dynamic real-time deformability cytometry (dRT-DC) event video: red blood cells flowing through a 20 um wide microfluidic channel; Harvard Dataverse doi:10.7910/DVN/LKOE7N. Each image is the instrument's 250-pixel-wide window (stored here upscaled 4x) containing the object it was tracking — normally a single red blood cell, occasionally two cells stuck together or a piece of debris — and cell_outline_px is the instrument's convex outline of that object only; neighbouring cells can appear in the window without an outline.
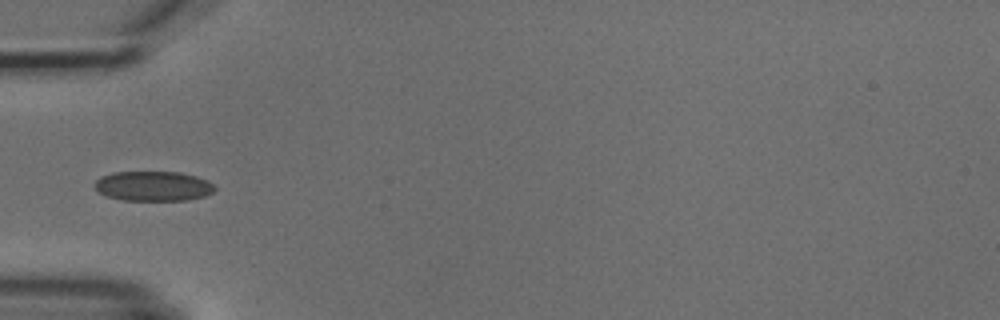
{"species": "common noctule bat (a hibernating species)", "species_latin": "Nyctalus noctula", "temperature_condition": "cold", "stored_images_in_passage": 5, "camera_frame_rate_fps": 3000, "um_per_image_px": 0.085, "animal": {"sex": "male", "body_mass_g": 18.8}, "frame": {"image": 1, "passage_image": 4, "time_ms": 3.333, "image_size_px": [1000, 320], "cell_outline_px": [[216, 188], [212, 192], [204, 196], [188, 200], [120, 200], [108, 196], [100, 192], [92, 184], [100, 176], [112, 172], [180, 172], [196, 176], [208, 180]], "centroid_in_image_um": [13.01, 15.81], "position_along_channel_um": 72.0, "area_um2": 20.92}}
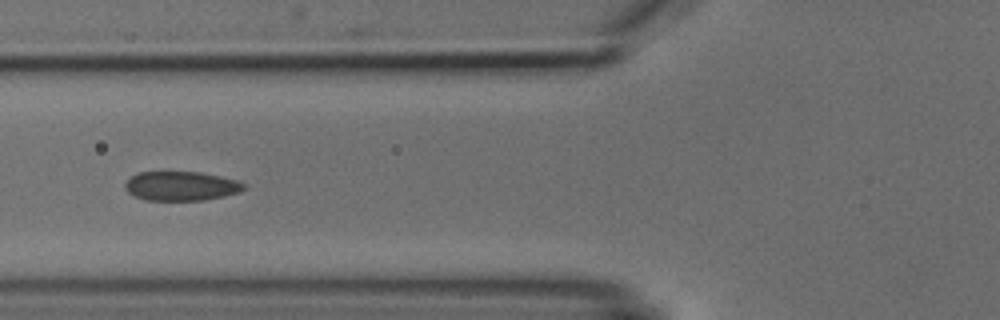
{"frame": {"image": 2, "passage_image": 5, "time_ms": 4.333, "image_size_px": [1000, 320], "cell_outline_px": [[244, 188], [240, 192], [224, 196], [204, 200], [144, 200], [128, 192], [124, 188], [124, 184], [132, 176], [140, 172], [200, 172], [220, 176], [236, 180], [244, 184]], "centroid_in_image_um": [15.39, 15.81], "position_along_channel_um": 110.4, "area_um2": 20.11}}